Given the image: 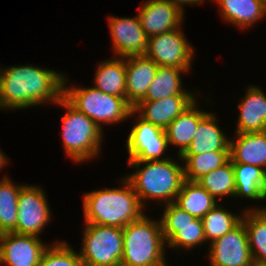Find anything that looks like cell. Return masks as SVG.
<instances>
[{"label": "cell", "instance_id": "26", "mask_svg": "<svg viewBox=\"0 0 266 266\" xmlns=\"http://www.w3.org/2000/svg\"><path fill=\"white\" fill-rule=\"evenodd\" d=\"M235 173L234 198L266 200V172L257 166L232 163Z\"/></svg>", "mask_w": 266, "mask_h": 266}, {"label": "cell", "instance_id": "8", "mask_svg": "<svg viewBox=\"0 0 266 266\" xmlns=\"http://www.w3.org/2000/svg\"><path fill=\"white\" fill-rule=\"evenodd\" d=\"M163 207L164 212L159 219L164 240L168 245L166 247L191 251L206 243L202 219L195 218L174 202Z\"/></svg>", "mask_w": 266, "mask_h": 266}, {"label": "cell", "instance_id": "30", "mask_svg": "<svg viewBox=\"0 0 266 266\" xmlns=\"http://www.w3.org/2000/svg\"><path fill=\"white\" fill-rule=\"evenodd\" d=\"M199 183L211 196L221 202L223 197H233L236 193L235 173L232 161L229 160L223 166L207 173L200 178Z\"/></svg>", "mask_w": 266, "mask_h": 266}, {"label": "cell", "instance_id": "22", "mask_svg": "<svg viewBox=\"0 0 266 266\" xmlns=\"http://www.w3.org/2000/svg\"><path fill=\"white\" fill-rule=\"evenodd\" d=\"M197 101L195 100L165 129L169 146L174 145L179 148L178 156H181L187 150L199 122L208 114V112L197 107Z\"/></svg>", "mask_w": 266, "mask_h": 266}, {"label": "cell", "instance_id": "24", "mask_svg": "<svg viewBox=\"0 0 266 266\" xmlns=\"http://www.w3.org/2000/svg\"><path fill=\"white\" fill-rule=\"evenodd\" d=\"M114 58L98 64L93 86L106 94L126 97V58Z\"/></svg>", "mask_w": 266, "mask_h": 266}, {"label": "cell", "instance_id": "3", "mask_svg": "<svg viewBox=\"0 0 266 266\" xmlns=\"http://www.w3.org/2000/svg\"><path fill=\"white\" fill-rule=\"evenodd\" d=\"M121 188H105L85 193L84 223L124 228L145 212L131 183L123 177Z\"/></svg>", "mask_w": 266, "mask_h": 266}, {"label": "cell", "instance_id": "19", "mask_svg": "<svg viewBox=\"0 0 266 266\" xmlns=\"http://www.w3.org/2000/svg\"><path fill=\"white\" fill-rule=\"evenodd\" d=\"M219 6L220 17L240 29H250L266 16L264 0H211Z\"/></svg>", "mask_w": 266, "mask_h": 266}, {"label": "cell", "instance_id": "20", "mask_svg": "<svg viewBox=\"0 0 266 266\" xmlns=\"http://www.w3.org/2000/svg\"><path fill=\"white\" fill-rule=\"evenodd\" d=\"M217 116L208 113L198 124L193 139L182 155H196L214 151H230L228 138L217 124Z\"/></svg>", "mask_w": 266, "mask_h": 266}, {"label": "cell", "instance_id": "6", "mask_svg": "<svg viewBox=\"0 0 266 266\" xmlns=\"http://www.w3.org/2000/svg\"><path fill=\"white\" fill-rule=\"evenodd\" d=\"M68 81L67 77H64L63 97L79 112L92 119L101 130H104V124L115 125L129 119L133 107L126 97L106 94L93 86L69 87Z\"/></svg>", "mask_w": 266, "mask_h": 266}, {"label": "cell", "instance_id": "33", "mask_svg": "<svg viewBox=\"0 0 266 266\" xmlns=\"http://www.w3.org/2000/svg\"><path fill=\"white\" fill-rule=\"evenodd\" d=\"M174 5H176L182 12H184V6L183 5H192L193 4H202L206 0H169Z\"/></svg>", "mask_w": 266, "mask_h": 266}, {"label": "cell", "instance_id": "21", "mask_svg": "<svg viewBox=\"0 0 266 266\" xmlns=\"http://www.w3.org/2000/svg\"><path fill=\"white\" fill-rule=\"evenodd\" d=\"M230 139V160L262 168L266 172V131L234 133Z\"/></svg>", "mask_w": 266, "mask_h": 266}, {"label": "cell", "instance_id": "31", "mask_svg": "<svg viewBox=\"0 0 266 266\" xmlns=\"http://www.w3.org/2000/svg\"><path fill=\"white\" fill-rule=\"evenodd\" d=\"M221 203L208 211L202 218L206 242L221 238L234 229L242 220V214H235L225 209Z\"/></svg>", "mask_w": 266, "mask_h": 266}, {"label": "cell", "instance_id": "34", "mask_svg": "<svg viewBox=\"0 0 266 266\" xmlns=\"http://www.w3.org/2000/svg\"><path fill=\"white\" fill-rule=\"evenodd\" d=\"M8 157L4 154V152L0 149V172L3 170L9 163Z\"/></svg>", "mask_w": 266, "mask_h": 266}, {"label": "cell", "instance_id": "15", "mask_svg": "<svg viewBox=\"0 0 266 266\" xmlns=\"http://www.w3.org/2000/svg\"><path fill=\"white\" fill-rule=\"evenodd\" d=\"M136 15L147 37L175 30L185 18L184 12L169 0H145Z\"/></svg>", "mask_w": 266, "mask_h": 266}, {"label": "cell", "instance_id": "7", "mask_svg": "<svg viewBox=\"0 0 266 266\" xmlns=\"http://www.w3.org/2000/svg\"><path fill=\"white\" fill-rule=\"evenodd\" d=\"M80 258L84 266H110L123 257L122 228L93 223L84 224Z\"/></svg>", "mask_w": 266, "mask_h": 266}, {"label": "cell", "instance_id": "14", "mask_svg": "<svg viewBox=\"0 0 266 266\" xmlns=\"http://www.w3.org/2000/svg\"><path fill=\"white\" fill-rule=\"evenodd\" d=\"M113 55L127 58L145 55L148 37L141 26L138 15L134 17H108Z\"/></svg>", "mask_w": 266, "mask_h": 266}, {"label": "cell", "instance_id": "35", "mask_svg": "<svg viewBox=\"0 0 266 266\" xmlns=\"http://www.w3.org/2000/svg\"><path fill=\"white\" fill-rule=\"evenodd\" d=\"M110 266H129V265L124 263V262H122V261H119L118 263L112 264Z\"/></svg>", "mask_w": 266, "mask_h": 266}, {"label": "cell", "instance_id": "29", "mask_svg": "<svg viewBox=\"0 0 266 266\" xmlns=\"http://www.w3.org/2000/svg\"><path fill=\"white\" fill-rule=\"evenodd\" d=\"M24 185L14 184L8 175L0 180V234L16 233L18 195Z\"/></svg>", "mask_w": 266, "mask_h": 266}, {"label": "cell", "instance_id": "5", "mask_svg": "<svg viewBox=\"0 0 266 266\" xmlns=\"http://www.w3.org/2000/svg\"><path fill=\"white\" fill-rule=\"evenodd\" d=\"M55 105L66 109L61 119L63 125L61 137L66 156L75 163H84L100 155L104 131L64 97Z\"/></svg>", "mask_w": 266, "mask_h": 266}, {"label": "cell", "instance_id": "13", "mask_svg": "<svg viewBox=\"0 0 266 266\" xmlns=\"http://www.w3.org/2000/svg\"><path fill=\"white\" fill-rule=\"evenodd\" d=\"M47 247L48 245L35 235L2 233L0 234V264L39 266L41 256Z\"/></svg>", "mask_w": 266, "mask_h": 266}, {"label": "cell", "instance_id": "25", "mask_svg": "<svg viewBox=\"0 0 266 266\" xmlns=\"http://www.w3.org/2000/svg\"><path fill=\"white\" fill-rule=\"evenodd\" d=\"M191 69H180L168 66H158L153 81L149 85L142 101H156L172 95H196L182 87V73Z\"/></svg>", "mask_w": 266, "mask_h": 266}, {"label": "cell", "instance_id": "12", "mask_svg": "<svg viewBox=\"0 0 266 266\" xmlns=\"http://www.w3.org/2000/svg\"><path fill=\"white\" fill-rule=\"evenodd\" d=\"M210 266H255L247 230L241 221L234 229L209 245Z\"/></svg>", "mask_w": 266, "mask_h": 266}, {"label": "cell", "instance_id": "4", "mask_svg": "<svg viewBox=\"0 0 266 266\" xmlns=\"http://www.w3.org/2000/svg\"><path fill=\"white\" fill-rule=\"evenodd\" d=\"M122 231V262L129 266H168L165 257L167 245L159 219L153 220L144 213Z\"/></svg>", "mask_w": 266, "mask_h": 266}, {"label": "cell", "instance_id": "1", "mask_svg": "<svg viewBox=\"0 0 266 266\" xmlns=\"http://www.w3.org/2000/svg\"><path fill=\"white\" fill-rule=\"evenodd\" d=\"M64 77L61 72L31 64L0 68V108L23 110L56 104L63 97Z\"/></svg>", "mask_w": 266, "mask_h": 266}, {"label": "cell", "instance_id": "18", "mask_svg": "<svg viewBox=\"0 0 266 266\" xmlns=\"http://www.w3.org/2000/svg\"><path fill=\"white\" fill-rule=\"evenodd\" d=\"M239 102L238 122L234 133L266 131V94L261 87L250 85Z\"/></svg>", "mask_w": 266, "mask_h": 266}, {"label": "cell", "instance_id": "17", "mask_svg": "<svg viewBox=\"0 0 266 266\" xmlns=\"http://www.w3.org/2000/svg\"><path fill=\"white\" fill-rule=\"evenodd\" d=\"M157 68L158 65L146 55L126 58V100L132 107L145 98Z\"/></svg>", "mask_w": 266, "mask_h": 266}, {"label": "cell", "instance_id": "27", "mask_svg": "<svg viewBox=\"0 0 266 266\" xmlns=\"http://www.w3.org/2000/svg\"><path fill=\"white\" fill-rule=\"evenodd\" d=\"M174 203L195 218L202 219L219 201L199 183L185 180Z\"/></svg>", "mask_w": 266, "mask_h": 266}, {"label": "cell", "instance_id": "28", "mask_svg": "<svg viewBox=\"0 0 266 266\" xmlns=\"http://www.w3.org/2000/svg\"><path fill=\"white\" fill-rule=\"evenodd\" d=\"M184 162L185 180L197 182L207 173L216 170L230 160V151H214L196 155L178 156Z\"/></svg>", "mask_w": 266, "mask_h": 266}, {"label": "cell", "instance_id": "16", "mask_svg": "<svg viewBox=\"0 0 266 266\" xmlns=\"http://www.w3.org/2000/svg\"><path fill=\"white\" fill-rule=\"evenodd\" d=\"M195 100L194 95H172L156 101H140L133 110L144 120L165 130Z\"/></svg>", "mask_w": 266, "mask_h": 266}, {"label": "cell", "instance_id": "2", "mask_svg": "<svg viewBox=\"0 0 266 266\" xmlns=\"http://www.w3.org/2000/svg\"><path fill=\"white\" fill-rule=\"evenodd\" d=\"M179 163L171 157L157 161H128L127 166L134 167L135 171L125 178L144 208L149 200H157L163 205L175 202L185 181L183 164Z\"/></svg>", "mask_w": 266, "mask_h": 266}, {"label": "cell", "instance_id": "9", "mask_svg": "<svg viewBox=\"0 0 266 266\" xmlns=\"http://www.w3.org/2000/svg\"><path fill=\"white\" fill-rule=\"evenodd\" d=\"M136 114V115H135ZM137 119L126 139L128 161H157L168 159V155L161 157L169 147L164 129L153 125L141 118L134 110L130 118Z\"/></svg>", "mask_w": 266, "mask_h": 266}, {"label": "cell", "instance_id": "10", "mask_svg": "<svg viewBox=\"0 0 266 266\" xmlns=\"http://www.w3.org/2000/svg\"><path fill=\"white\" fill-rule=\"evenodd\" d=\"M179 27L170 32L148 37L145 55L158 66L191 69L194 60V47Z\"/></svg>", "mask_w": 266, "mask_h": 266}, {"label": "cell", "instance_id": "32", "mask_svg": "<svg viewBox=\"0 0 266 266\" xmlns=\"http://www.w3.org/2000/svg\"><path fill=\"white\" fill-rule=\"evenodd\" d=\"M39 266H84L79 251L64 241H54L47 247L40 259Z\"/></svg>", "mask_w": 266, "mask_h": 266}, {"label": "cell", "instance_id": "23", "mask_svg": "<svg viewBox=\"0 0 266 266\" xmlns=\"http://www.w3.org/2000/svg\"><path fill=\"white\" fill-rule=\"evenodd\" d=\"M241 221L247 230L254 264L266 266V208L247 206L243 209Z\"/></svg>", "mask_w": 266, "mask_h": 266}, {"label": "cell", "instance_id": "11", "mask_svg": "<svg viewBox=\"0 0 266 266\" xmlns=\"http://www.w3.org/2000/svg\"><path fill=\"white\" fill-rule=\"evenodd\" d=\"M17 207L16 233L39 237L52 219L45 191L37 185L25 184L19 192Z\"/></svg>", "mask_w": 266, "mask_h": 266}]
</instances>
